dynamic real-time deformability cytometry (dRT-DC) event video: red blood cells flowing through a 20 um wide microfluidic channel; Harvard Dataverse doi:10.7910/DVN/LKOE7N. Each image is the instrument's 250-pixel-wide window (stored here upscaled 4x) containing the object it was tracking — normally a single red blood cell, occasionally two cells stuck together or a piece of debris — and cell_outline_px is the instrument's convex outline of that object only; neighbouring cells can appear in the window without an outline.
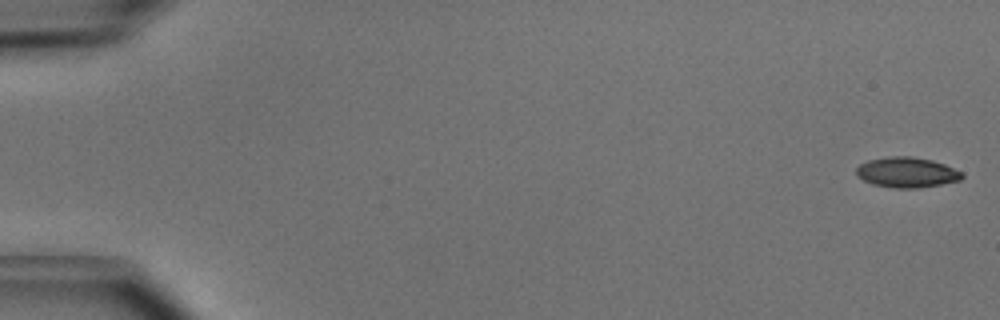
{"species": "common noctule bat (a hibernating species)", "species_latin": "Nyctalus noctula", "temperature_condition": "cold", "stored_images_in_passage": 50, "camera_frame_rate_fps": 3000, "um_per_image_px": 0.085, "animal": {"sex": "male", "body_mass_g": 15.6}, "frame": {"image": 1, "passage_image": 1, "time_ms": 0.0, "image_size_px": [1000, 320], "cell_outline_px": [[964, 176], [960, 180], [940, 184], [916, 188], [896, 188], [872, 184], [856, 176], [856, 168], [860, 164], [868, 160], [888, 156], [912, 156], [932, 160], [944, 164], [964, 172]], "centroid_in_image_um": [77.08, 14.64], "position_along_channel_um": 7.9, "area_um2": 18.73}}
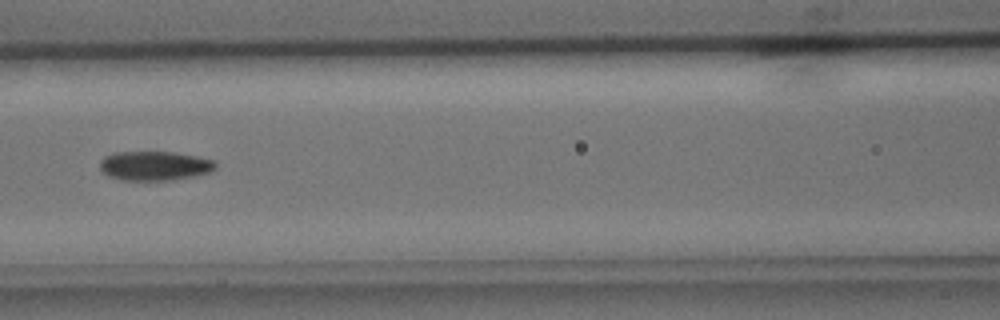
{"frame": {"image": 2, "passage_image": 23, "time_ms": 7.333, "image_size_px": [1000, 320], "cell_outline_px": [[216, 168], [212, 172], [196, 176], [168, 180], [124, 180], [108, 176], [100, 168], [100, 160], [104, 156], [112, 152], [176, 152], [216, 160]], "centroid_in_image_um": [13.17, 14.08], "position_along_channel_um": 153.4, "area_um2": 19.94}}
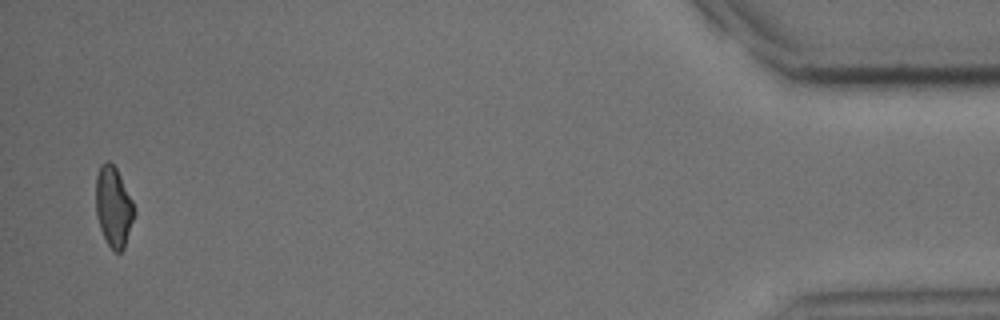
{"frame": {"image": 3, "passage_image": 49, "time_ms": 16.0, "image_size_px": [1000, 320], "cell_outline_px": [[136, 212], [124, 248], [120, 252], [116, 252], [108, 244], [100, 228], [96, 216], [96, 176], [100, 164], [104, 160], [108, 160], [116, 168], [136, 208]], "centroid_in_image_um": [9.65, 17.55], "position_along_channel_um": 425.6, "area_um2": 17.98}, "authors_computed_cell_mechanics": {"area_um2": 19.1318, "velocity_mm_per_s": 4.0478, "shape_relaxation_time_tau1_ms": 3.212, "shape_relaxation_time_tau2_ms": 6.0073, "deformation_change_tau1": 0.1033, "deformation_change_tau2": 0.1129}}